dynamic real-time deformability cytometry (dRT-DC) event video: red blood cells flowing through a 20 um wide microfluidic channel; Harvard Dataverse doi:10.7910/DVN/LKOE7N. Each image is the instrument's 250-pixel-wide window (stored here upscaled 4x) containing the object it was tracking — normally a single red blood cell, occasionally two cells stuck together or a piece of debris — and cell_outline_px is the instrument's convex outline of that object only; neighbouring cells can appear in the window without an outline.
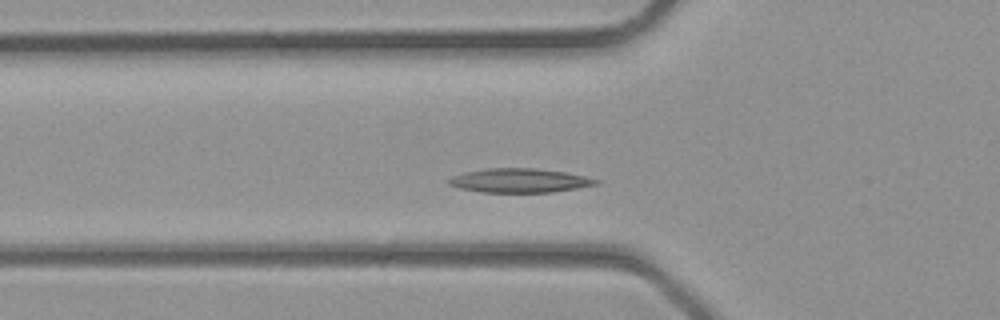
{"species": "common noctule bat (a hibernating species)", "species_latin": "Nyctalus noctula", "temperature_condition": "room temperature", "stored_images_in_passage": 33, "camera_frame_rate_fps": 3000, "um_per_image_px": 0.085, "animal": {"sex": "male", "body_mass_g": 23.1, "forearm_length_mm": 52.7}, "frame": {"image": 1, "passage_image": 7, "time_ms": 2.0, "image_size_px": [1000, 320], "cell_outline_px": [[600, 184], [552, 192], [480, 192], [460, 188], [448, 184], [448, 180], [452, 176], [464, 172], [484, 168], [536, 168], [564, 172], [584, 176], [600, 180]], "centroid_in_image_um": [44.15, 15.34], "position_along_channel_um": 81.6, "area_um2": 20.63}}
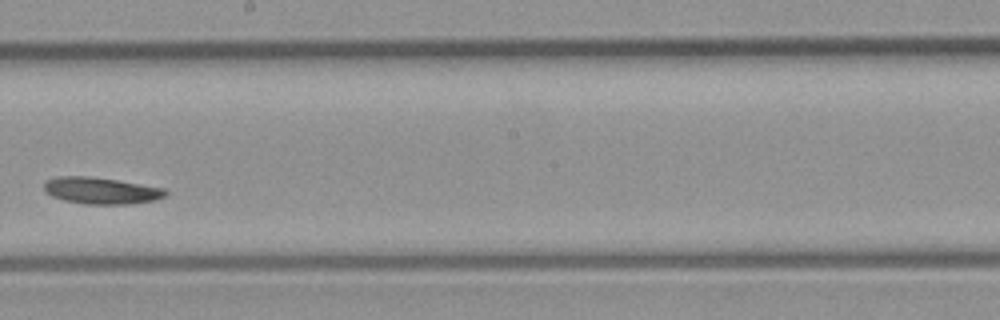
{"frame": {"image": 2, "passage_image": 16, "time_ms": 5.0, "image_size_px": [1000, 320], "cell_outline_px": [[168, 192], [164, 196], [156, 200], [128, 204], [84, 204], [64, 200], [52, 196], [44, 192], [44, 180], [56, 176], [88, 176], [116, 180], [164, 188]], "centroid_in_image_um": [8.54, 16.2], "position_along_channel_um": 239.7, "area_um2": 18.9}}
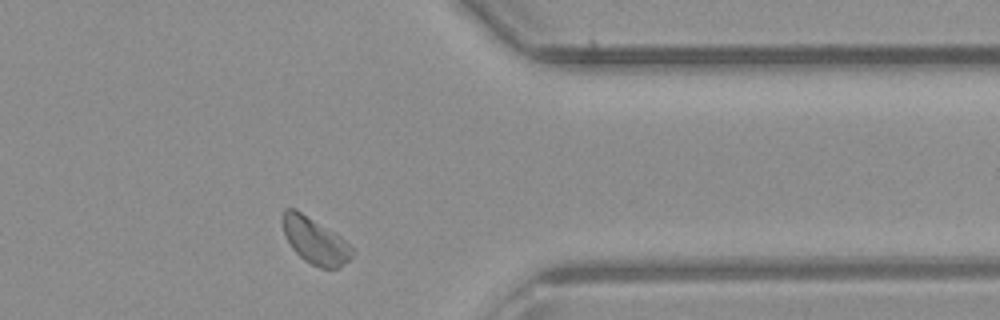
{"frame": {"image": 3, "passage_image": 25, "time_ms": 8.0, "image_size_px": [1000, 320], "cell_outline_px": [[356, 248], [352, 256], [340, 268], [320, 268], [304, 260], [292, 248], [284, 232], [280, 220], [284, 208], [296, 208], [340, 236]], "centroid_in_image_um": [26.78, 20.44], "position_along_channel_um": 384.6, "area_um2": 18.9}}